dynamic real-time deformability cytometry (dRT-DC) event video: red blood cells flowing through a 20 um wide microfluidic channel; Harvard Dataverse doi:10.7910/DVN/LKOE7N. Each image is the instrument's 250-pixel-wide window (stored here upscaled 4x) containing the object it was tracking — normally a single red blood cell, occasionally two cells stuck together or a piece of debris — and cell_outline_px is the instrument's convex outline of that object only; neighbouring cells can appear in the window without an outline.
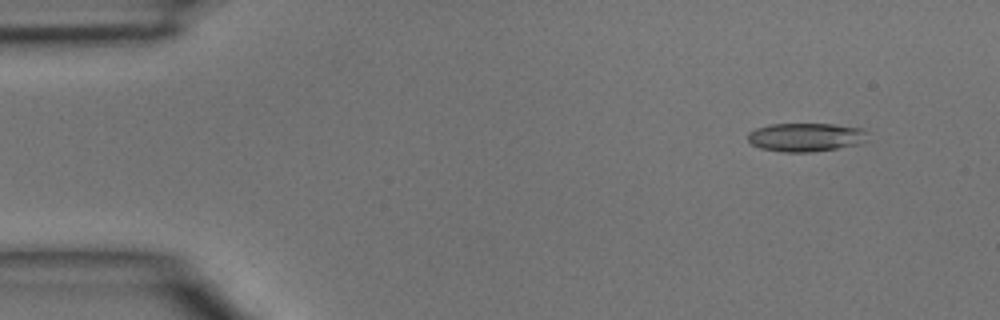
{"species": "common noctule bat (a hibernating species)", "species_latin": "Nyctalus noctula", "temperature_condition": "room temperature", "stored_images_in_passage": 42, "camera_frame_rate_fps": 3000, "um_per_image_px": 0.085, "animal": {"sex": "male", "body_mass_g": 15.6}, "frame": {"image": 1, "passage_image": 1, "time_ms": 0.0, "image_size_px": [1000, 320], "cell_outline_px": [[872, 140], [860, 144], [812, 152], [780, 152], [760, 148], [752, 144], [748, 140], [748, 132], [756, 128], [768, 124], [836, 124], [864, 128], [868, 132]], "centroid_in_image_um": [68.57, 11.66], "position_along_channel_um": 16.4, "area_um2": 20.46}}
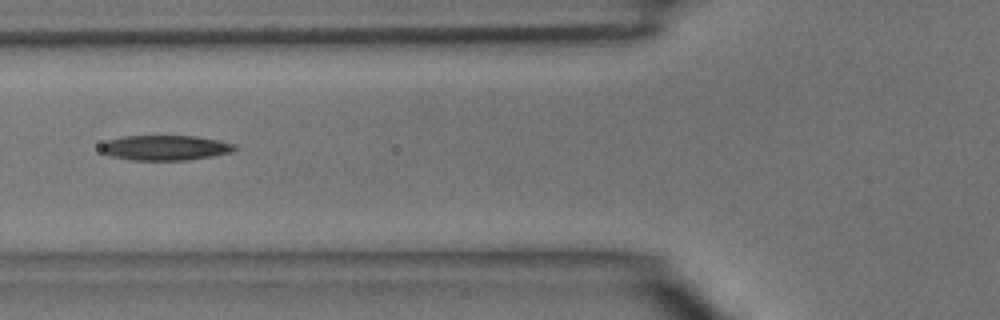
{"frame": {"image": 2, "passage_image": 14, "time_ms": 4.333, "image_size_px": [1000, 320], "cell_outline_px": [[240, 148], [232, 152], [212, 156], [188, 160], [132, 160], [112, 156], [100, 152], [100, 144], [108, 140], [124, 136], [196, 136], [236, 144]], "centroid_in_image_um": [14.05, 12.56], "position_along_channel_um": 111.7, "area_um2": 19.65}}
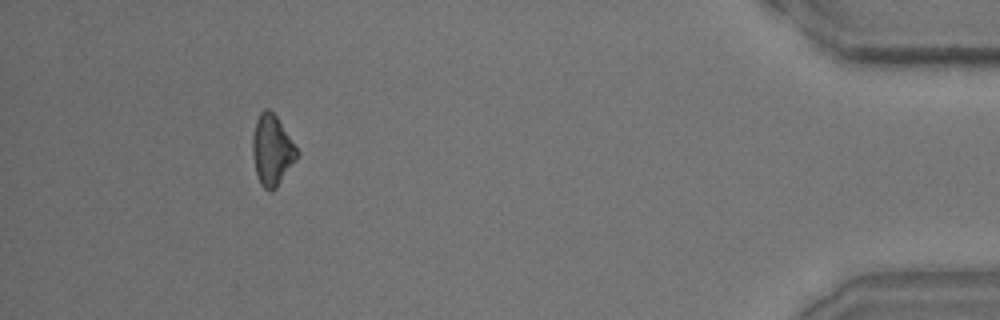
{"frame": {"image": 3, "passage_image": 39, "time_ms": 12.667, "image_size_px": [1000, 320], "cell_outline_px": [[300, 152], [296, 160], [276, 188], [272, 192], [264, 188], [260, 184], [256, 172], [252, 152], [252, 136], [256, 120], [260, 112], [264, 108], [268, 108], [276, 116]], "centroid_in_image_um": [23.12, 12.76], "position_along_channel_um": 412.1, "area_um2": 18.26}}